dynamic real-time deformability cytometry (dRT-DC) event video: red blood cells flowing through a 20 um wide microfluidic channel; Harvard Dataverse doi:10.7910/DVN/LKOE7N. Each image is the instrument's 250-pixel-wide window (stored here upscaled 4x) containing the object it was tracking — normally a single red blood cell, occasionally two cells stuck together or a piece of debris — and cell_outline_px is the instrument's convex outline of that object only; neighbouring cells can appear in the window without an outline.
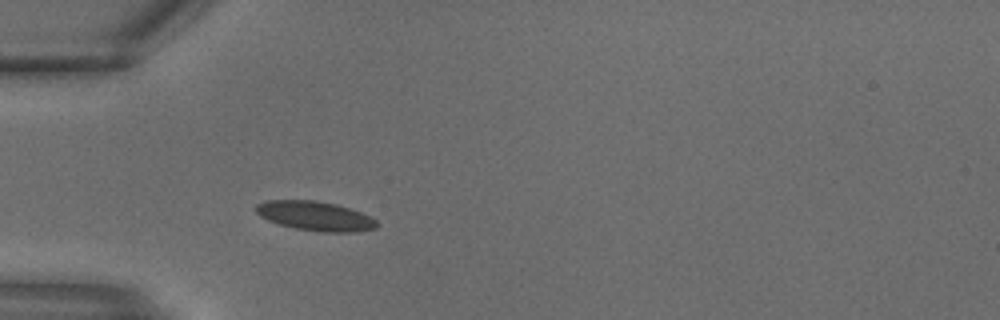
{"species": "common noctule bat (a hibernating species)", "species_latin": "Nyctalus noctula", "temperature_condition": "warm", "stored_images_in_passage": 26, "camera_frame_rate_fps": 3000, "um_per_image_px": 0.085, "animal": {"sex": "male", "body_mass_g": 18.8}, "frame": {"image": 1, "passage_image": 6, "time_ms": 1.667, "image_size_px": [1000, 320], "cell_outline_px": [[380, 224], [376, 228], [352, 232], [324, 232], [296, 228], [280, 224], [268, 220], [260, 216], [256, 212], [256, 204], [264, 200], [316, 200], [336, 204], [360, 212], [376, 220]], "centroid_in_image_um": [26.78, 18.35], "position_along_channel_um": 58.2, "area_um2": 20.58}}
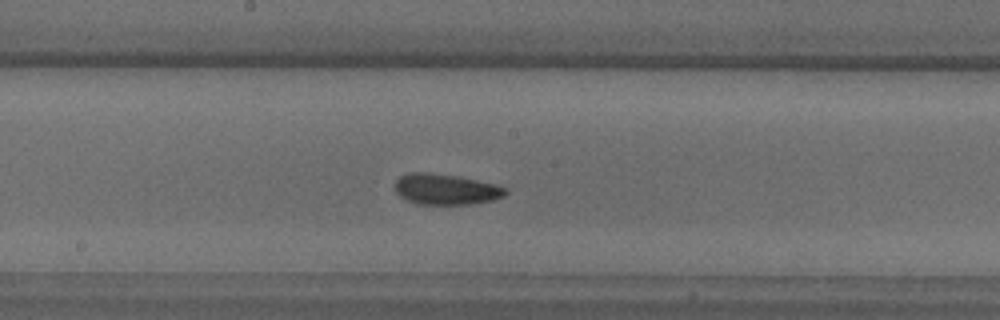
{"frame": {"image": 2, "passage_image": 13, "time_ms": 4.0, "image_size_px": [1000, 320], "cell_outline_px": [[508, 192], [504, 196], [492, 200], [472, 204], [416, 204], [400, 196], [396, 192], [396, 180], [400, 176], [412, 172], [428, 172], [456, 176], [496, 184], [508, 188]], "centroid_in_image_um": [37.92, 16.09], "position_along_channel_um": 210.3, "area_um2": 19.77}}
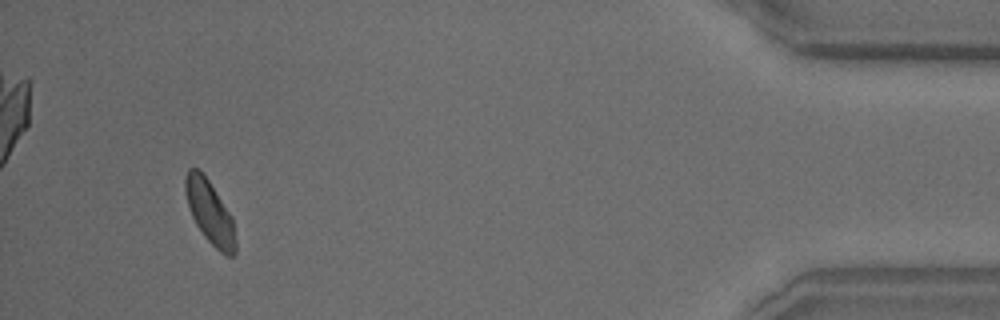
{"frame": {"image": 3, "passage_image": 25, "time_ms": 8.0, "image_size_px": [1000, 320], "cell_outline_px": [[236, 252], [232, 256], [228, 256], [220, 252], [204, 236], [196, 224], [192, 216], [184, 192], [184, 176], [188, 168], [196, 168], [208, 180], [232, 216], [236, 240]], "centroid_in_image_um": [17.83, 18.05], "position_along_channel_um": 417.4, "area_um2": 18.38}}